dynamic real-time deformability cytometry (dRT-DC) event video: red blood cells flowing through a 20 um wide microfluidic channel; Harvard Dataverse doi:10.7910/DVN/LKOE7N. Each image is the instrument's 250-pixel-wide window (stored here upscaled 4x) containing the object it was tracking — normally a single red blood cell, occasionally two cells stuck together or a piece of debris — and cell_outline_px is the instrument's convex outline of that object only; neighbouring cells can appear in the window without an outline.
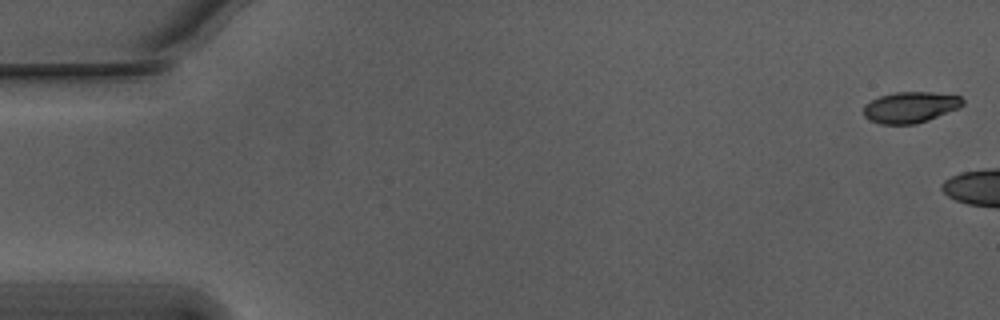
{"species": "Egyptian fruit bat (a non-hibernating species)", "species_latin": "Rousettus aegyptiacus", "temperature_condition": "warm", "stored_images_in_passage": 7, "camera_frame_rate_fps": 3000, "um_per_image_px": 0.085, "animal": {"sex": "male"}, "frame": {"image": 1, "passage_image": 1, "time_ms": 0.0, "image_size_px": [1000, 320], "cell_outline_px": [[964, 104], [960, 108], [928, 120], [916, 124], [880, 124], [864, 116], [864, 104], [880, 96], [896, 92], [932, 92], [960, 96], [964, 100]], "centroid_in_image_um": [77.41, 9.11], "position_along_channel_um": 7.6, "area_um2": 17.92}}